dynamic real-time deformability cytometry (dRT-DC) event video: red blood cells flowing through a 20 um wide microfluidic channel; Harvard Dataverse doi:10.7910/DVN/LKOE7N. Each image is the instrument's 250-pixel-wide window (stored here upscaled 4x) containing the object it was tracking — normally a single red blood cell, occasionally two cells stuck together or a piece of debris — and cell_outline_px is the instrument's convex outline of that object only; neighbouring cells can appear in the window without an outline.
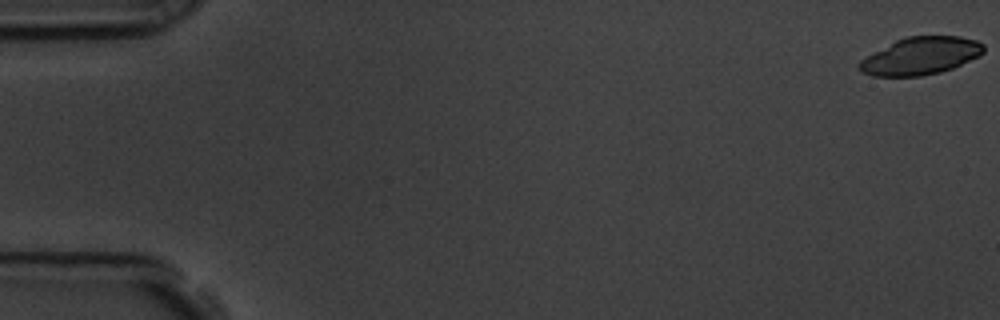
{"species": "common noctule bat (a hibernating species)", "species_latin": "Nyctalus noctula", "temperature_condition": "room temperature", "stored_images_in_passage": 57, "camera_frame_rate_fps": 3000, "um_per_image_px": 0.085, "animal": {"sex": "male", "body_mass_g": 19.5, "forearm_length_mm": 54.6}, "frame": {"image": 1, "passage_image": 1, "time_ms": 0.0, "image_size_px": [1000, 320], "cell_outline_px": [[984, 52], [980, 56], [952, 68], [940, 72], [920, 76], [872, 76], [860, 72], [856, 68], [856, 64], [860, 60], [896, 40], [908, 36], [960, 36], [976, 40], [984, 44]], "centroid_in_image_um": [78.24, 4.76], "position_along_channel_um": 6.8, "area_um2": 27.22}}